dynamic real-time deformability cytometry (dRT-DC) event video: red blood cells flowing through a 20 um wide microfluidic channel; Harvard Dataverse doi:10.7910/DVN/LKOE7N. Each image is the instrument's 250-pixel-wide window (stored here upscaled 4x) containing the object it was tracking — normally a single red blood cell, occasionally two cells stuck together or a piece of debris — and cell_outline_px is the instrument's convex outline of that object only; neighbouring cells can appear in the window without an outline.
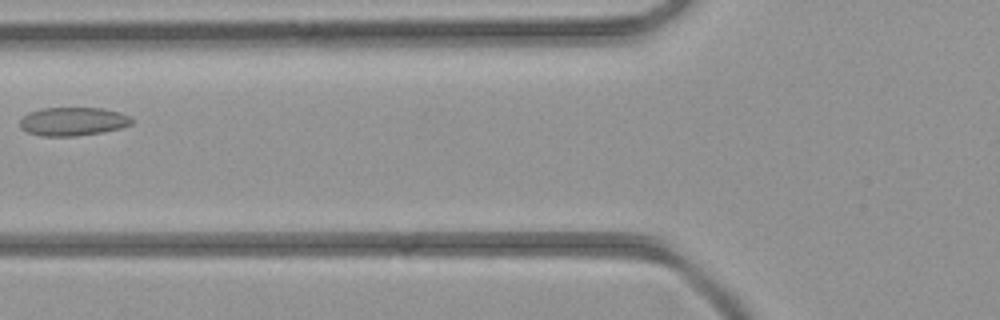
{"species": "common noctule bat (a hibernating species)", "species_latin": "Nyctalus noctula", "temperature_condition": "room temperature", "stored_images_in_passage": 4, "camera_frame_rate_fps": 3000, "um_per_image_px": 0.085, "animal": {"sex": "female", "body_mass_g": 21.9}, "frame": {"image": 1, "passage_image": 4, "time_ms": 3.667, "image_size_px": [1000, 320], "cell_outline_px": [[132, 124], [120, 128], [104, 132], [76, 136], [40, 136], [28, 132], [20, 128], [20, 120], [28, 112], [40, 108], [104, 108], [120, 112], [132, 116]], "centroid_in_image_um": [6.21, 10.32], "position_along_channel_um": 119.6, "area_um2": 18.79}}